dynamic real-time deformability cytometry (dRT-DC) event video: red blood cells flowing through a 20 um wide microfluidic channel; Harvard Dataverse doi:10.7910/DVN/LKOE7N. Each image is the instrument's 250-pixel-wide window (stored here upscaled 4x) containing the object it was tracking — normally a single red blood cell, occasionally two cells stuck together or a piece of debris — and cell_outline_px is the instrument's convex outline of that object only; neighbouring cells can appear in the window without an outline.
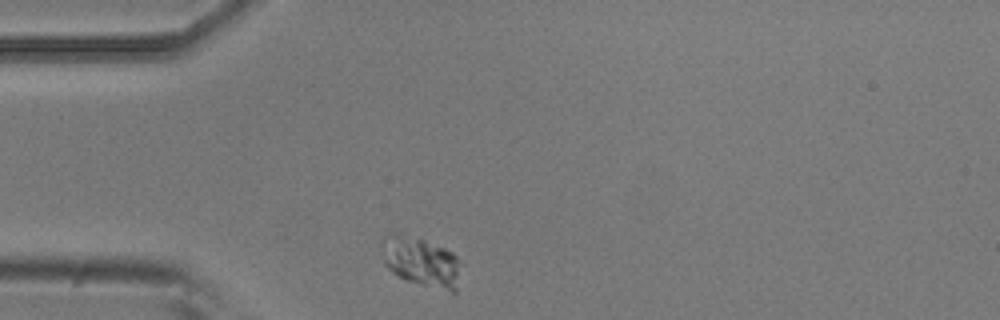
{"species": "common noctule bat (a hibernating species)", "species_latin": "Nyctalus noctula", "temperature_condition": "room temperature", "stored_images_in_passage": 3, "camera_frame_rate_fps": 3000, "um_per_image_px": 0.085, "animal": {"sex": "male", "body_mass_g": 20.5, "forearm_length_mm": 52.5}, "frame": {"image": 1, "passage_image": 1, "time_ms": 0.0, "image_size_px": [1000, 320], "cell_outline_px": [[460, 260], [456, 292], [452, 292], [408, 280], [392, 272], [384, 264], [380, 244], [380, 236], [388, 232], [396, 232], [424, 240], [444, 248], [452, 252]], "centroid_in_image_um": [35.72, 22.19], "position_along_channel_um": 49.3, "area_um2": 22.89}}
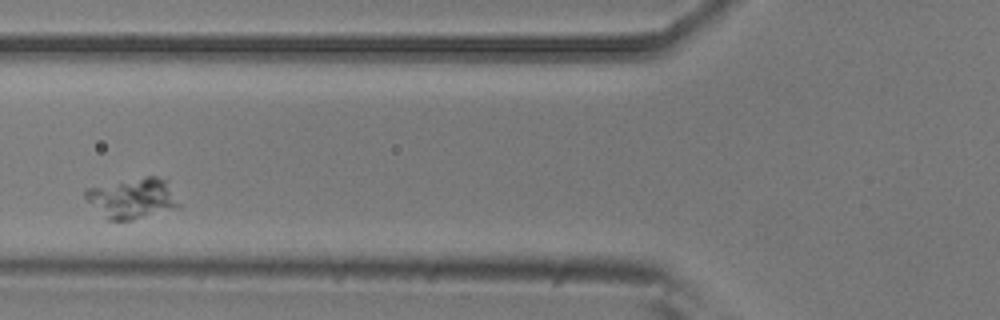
{"frame": {"image": 2, "passage_image": 3, "time_ms": 2.333, "image_size_px": [1000, 320], "cell_outline_px": [[180, 208], [132, 220], [104, 220], [84, 196], [84, 192], [88, 188], [148, 176], [156, 176], [168, 180], [180, 204]], "centroid_in_image_um": [11.3, 16.88], "position_along_channel_um": 114.5, "area_um2": 22.14}}